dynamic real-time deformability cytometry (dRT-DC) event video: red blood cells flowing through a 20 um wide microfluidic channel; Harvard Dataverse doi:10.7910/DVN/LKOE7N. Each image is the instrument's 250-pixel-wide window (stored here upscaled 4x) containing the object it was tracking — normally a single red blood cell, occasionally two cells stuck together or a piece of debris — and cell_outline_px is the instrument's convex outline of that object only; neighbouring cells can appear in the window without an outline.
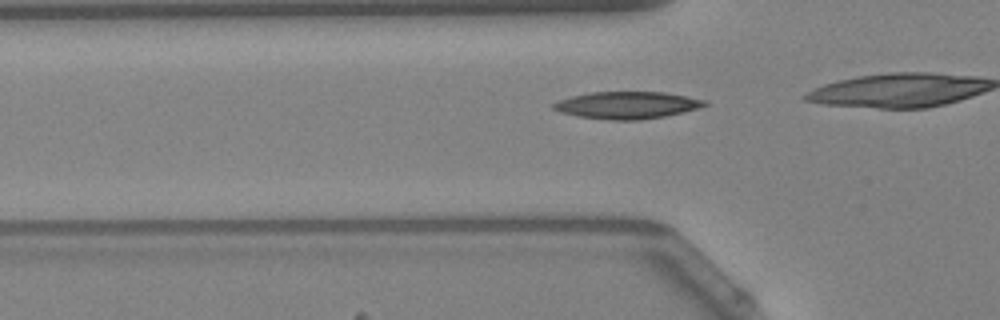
{"species": "Egyptian fruit bat (a non-hibernating species)", "species_latin": "Rousettus aegyptiacus", "temperature_condition": "warm", "stored_images_in_passage": 18, "camera_frame_rate_fps": 3000, "um_per_image_px": 0.085, "animal": {"sex": "female"}, "frame": {"image": 1, "passage_image": 13, "time_ms": 4.0, "image_size_px": [1000, 320], "cell_outline_px": [[708, 104], [700, 108], [684, 112], [664, 116], [640, 120], [608, 120], [576, 116], [560, 112], [552, 108], [552, 104], [560, 100], [572, 96], [592, 92], [664, 92], [708, 100]], "centroid_in_image_um": [53.33, 8.94], "position_along_channel_um": 72.5, "area_um2": 23.99}}